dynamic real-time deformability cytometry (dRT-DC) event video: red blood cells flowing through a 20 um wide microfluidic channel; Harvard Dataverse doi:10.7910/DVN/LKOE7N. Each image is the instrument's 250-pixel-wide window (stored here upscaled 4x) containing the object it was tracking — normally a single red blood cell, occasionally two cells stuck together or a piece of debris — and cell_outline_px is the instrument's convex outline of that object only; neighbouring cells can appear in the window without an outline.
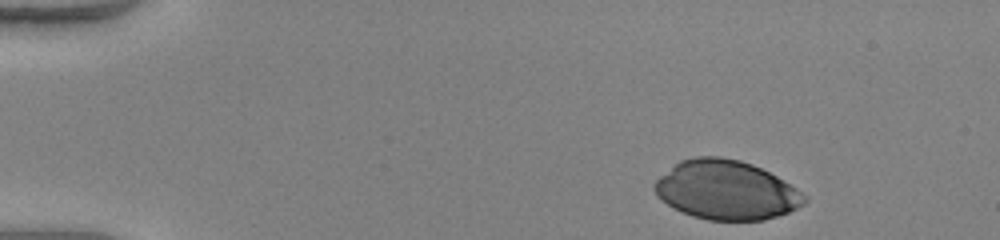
{"species": "human", "species_latin": "Homo sapiens", "temperature_condition": "warm", "stored_images_in_passage": 37, "camera_frame_rate_fps": 3000, "um_per_image_px": 0.085, "donor": {"sex": "female"}, "frame": {"image": 1, "passage_image": 1, "time_ms": 0.0, "image_size_px": [1000, 240], "cell_outline_px": [[808, 200], [804, 204], [788, 212], [764, 220], [708, 220], [692, 216], [672, 208], [660, 200], [656, 196], [652, 188], [656, 180], [660, 176], [680, 160], [696, 156], [720, 156], [740, 160], [752, 164], [784, 180], [808, 196]], "centroid_in_image_um": [61.7, 16.16], "position_along_channel_um": 23.3, "area_um2": 51.85}}
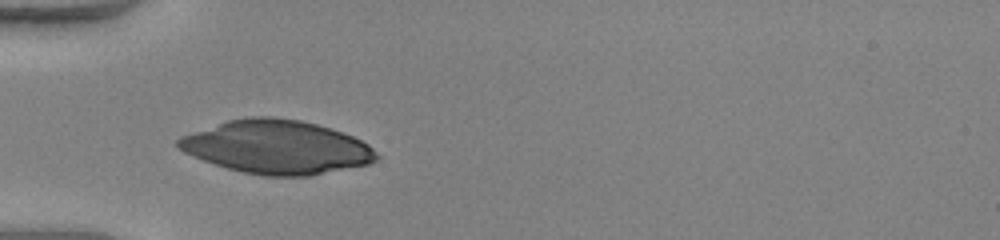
{"frame": {"image": 2, "passage_image": 11, "time_ms": 3.333, "image_size_px": [1000, 240], "cell_outline_px": [[380, 156], [376, 160], [368, 164], [308, 176], [264, 176], [244, 172], [228, 168], [204, 160], [184, 152], [176, 144], [176, 140], [180, 136], [228, 120], [248, 116], [272, 116], [300, 120], [316, 124], [344, 132], [368, 144]], "centroid_in_image_um": [23.53, 12.49], "position_along_channel_um": 61.5, "area_um2": 61.56}}